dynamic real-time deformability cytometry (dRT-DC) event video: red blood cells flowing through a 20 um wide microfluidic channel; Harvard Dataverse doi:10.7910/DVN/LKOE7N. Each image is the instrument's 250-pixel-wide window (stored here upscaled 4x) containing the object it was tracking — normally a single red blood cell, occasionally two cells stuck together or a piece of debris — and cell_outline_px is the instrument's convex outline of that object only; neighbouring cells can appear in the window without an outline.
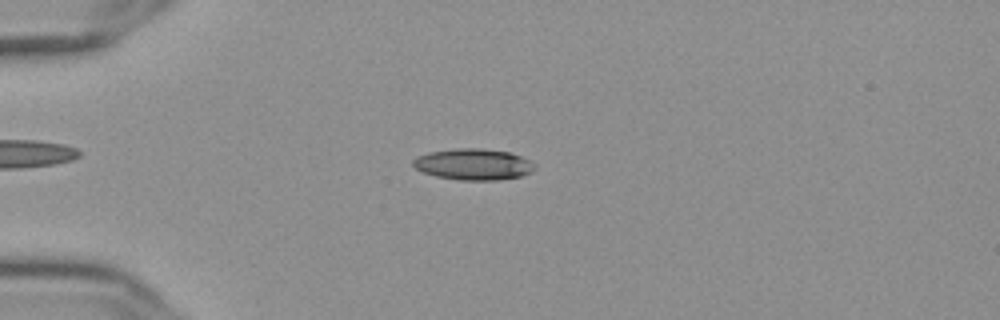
{"species": "Egyptian fruit bat (a non-hibernating species)", "species_latin": "Rousettus aegyptiacus", "temperature_condition": "cold", "stored_images_in_passage": 56, "camera_frame_rate_fps": 3000, "um_per_image_px": 0.085, "frame": {"image": 1, "passage_image": 15, "time_ms": 4.667, "image_size_px": [1000, 320], "cell_outline_px": [[536, 168], [532, 172], [520, 176], [496, 180], [460, 180], [436, 176], [424, 172], [416, 168], [412, 164], [412, 160], [416, 156], [428, 152], [456, 148], [484, 148], [512, 152], [536, 164]], "centroid_in_image_um": [40.25, 13.95], "position_along_channel_um": 44.8, "area_um2": 22.31}}
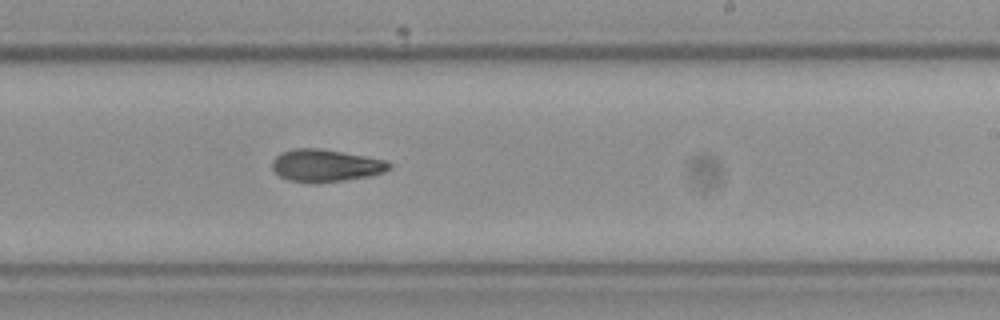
{"frame": {"image": 2, "passage_image": 35, "time_ms": 11.333, "image_size_px": [1000, 320], "cell_outline_px": [[392, 168], [384, 172], [368, 176], [344, 180], [312, 184], [288, 180], [280, 176], [272, 168], [272, 160], [280, 152], [292, 148], [320, 148], [388, 160], [392, 164]], "centroid_in_image_um": [27.68, 14.07], "position_along_channel_um": 261.3, "area_um2": 22.37}}
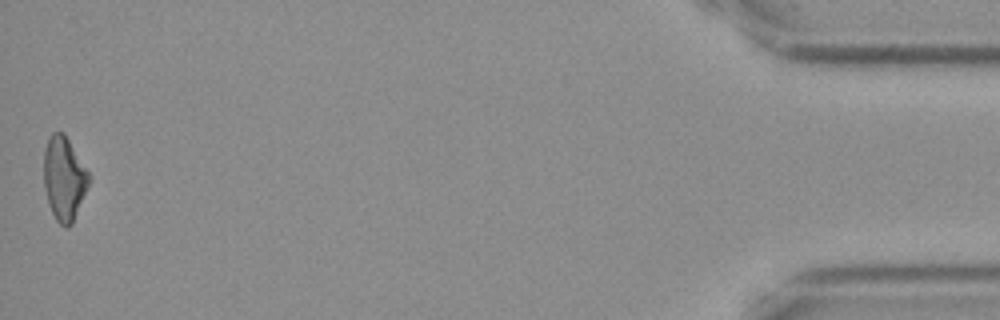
{"frame": {"image": 3, "passage_image": 56, "time_ms": 18.333, "image_size_px": [1000, 320], "cell_outline_px": [[92, 176], [72, 224], [68, 228], [60, 224], [56, 220], [52, 212], [44, 188], [44, 148], [52, 132], [64, 132]], "centroid_in_image_um": [5.46, 15.15], "position_along_channel_um": 429.7, "area_um2": 22.02}, "authors_computed_cell_mechanics": {"area_um2": 21.9351, "velocity_mm_per_s": 3.6455, "shape_relaxation_time_tau1_ms": 9.2448, "shape_relaxation_time_tau2_ms": 4.7208, "deformation_change_tau1": 0.2067, "deformation_change_tau2": 0.1262}}